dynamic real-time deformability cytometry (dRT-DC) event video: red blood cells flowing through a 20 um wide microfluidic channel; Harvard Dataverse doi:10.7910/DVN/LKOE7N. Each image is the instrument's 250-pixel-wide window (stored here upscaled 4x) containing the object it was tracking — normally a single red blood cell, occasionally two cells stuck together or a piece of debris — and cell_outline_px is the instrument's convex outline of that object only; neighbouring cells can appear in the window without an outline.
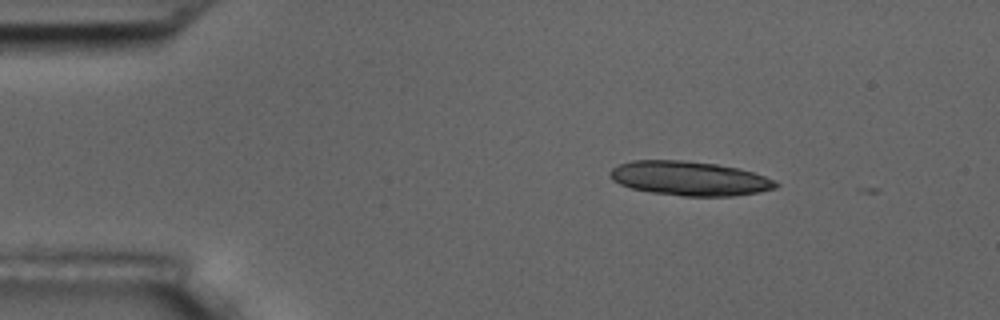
{"species": "common noctule bat (a hibernating species)", "species_latin": "Nyctalus noctula", "temperature_condition": "room temperature", "stored_images_in_passage": 2, "camera_frame_rate_fps": 3000, "um_per_image_px": 0.085, "animal": {"sex": "male", "body_mass_g": 17.5, "forearm_length_mm": 52.3}, "frame": {"image": 1, "passage_image": 1, "time_ms": 0.0, "image_size_px": [1000, 320], "cell_outline_px": [[780, 184], [776, 188], [760, 192], [732, 196], [684, 196], [652, 192], [632, 188], [620, 184], [612, 180], [608, 172], [612, 168], [620, 164], [632, 160], [680, 160], [716, 164], [740, 168], [776, 180]], "centroid_in_image_um": [58.63, 15.16], "position_along_channel_um": 26.4, "area_um2": 33.12}}